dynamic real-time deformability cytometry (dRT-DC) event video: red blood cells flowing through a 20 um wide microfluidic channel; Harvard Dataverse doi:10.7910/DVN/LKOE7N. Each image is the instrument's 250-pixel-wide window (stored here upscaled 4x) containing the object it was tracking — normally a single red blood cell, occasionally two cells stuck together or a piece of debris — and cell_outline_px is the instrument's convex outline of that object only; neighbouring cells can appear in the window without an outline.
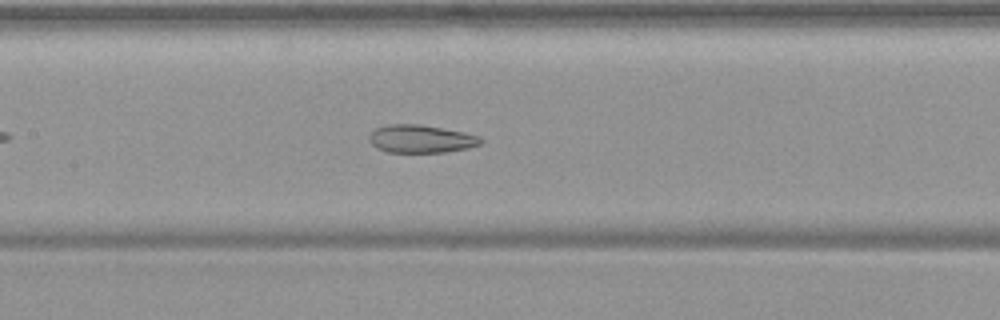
{"species": "common noctule bat (a hibernating species)", "species_latin": "Nyctalus noctula", "temperature_condition": "warm", "stored_images_in_passage": 43, "camera_frame_rate_fps": 3000, "um_per_image_px": 0.085, "animal": {"sex": "female", "body_mass_g": 19.9}, "frame": {"image": 1, "passage_image": 15, "time_ms": 4.667, "image_size_px": [1000, 320], "cell_outline_px": [[484, 140], [480, 144], [468, 148], [444, 152], [388, 152], [376, 148], [368, 140], [368, 136], [376, 128], [388, 124], [420, 124], [464, 132], [480, 136]], "centroid_in_image_um": [35.78, 11.8], "position_along_channel_um": 171.6, "area_um2": 18.21}}
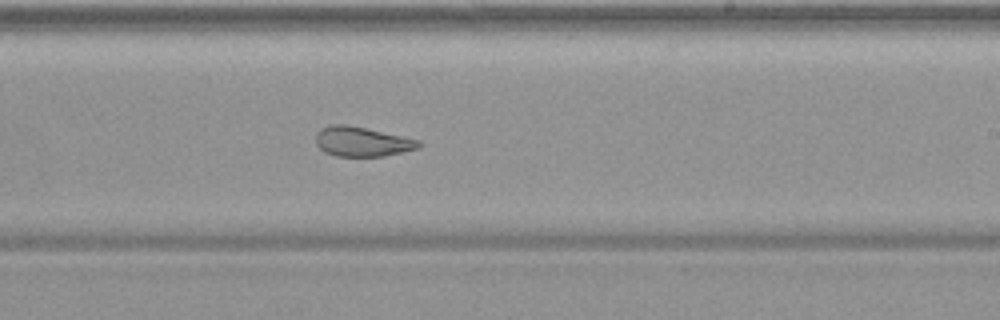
{"frame": {"image": 2, "passage_image": 22, "time_ms": 7.0, "image_size_px": [1000, 320], "cell_outline_px": [[420, 148], [384, 156], [336, 156], [324, 152], [316, 144], [316, 132], [320, 128], [328, 124], [348, 124], [420, 140]], "centroid_in_image_um": [30.74, 12.03], "position_along_channel_um": 258.3, "area_um2": 17.92}}
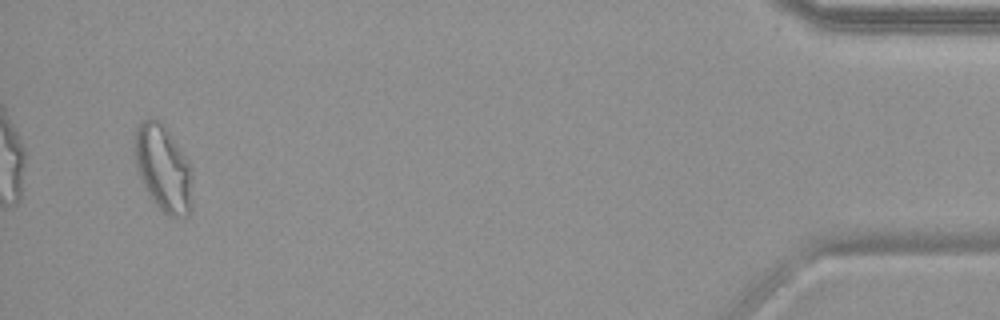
{"frame": {"image": 3, "passage_image": 41, "time_ms": 13.333, "image_size_px": [1000, 320], "cell_outline_px": [[192, 208], [188, 216], [168, 216], [148, 196], [136, 168], [132, 148], [136, 128], [140, 120], [148, 116], [152, 116], [160, 120], [168, 128], [188, 160], [192, 168]], "centroid_in_image_um": [13.85, 14.24], "position_along_channel_um": 421.3, "area_um2": 30.17}, "authors_computed_cell_mechanics": {"area_um2": 21.8484, "velocity_mm_per_s": 3.7354, "shape_relaxation_time_tau1_ms": null, "shape_relaxation_time_tau2_ms": 1.6668, "deformation_change_tau1": null, "deformation_change_tau2": 0.0837}}